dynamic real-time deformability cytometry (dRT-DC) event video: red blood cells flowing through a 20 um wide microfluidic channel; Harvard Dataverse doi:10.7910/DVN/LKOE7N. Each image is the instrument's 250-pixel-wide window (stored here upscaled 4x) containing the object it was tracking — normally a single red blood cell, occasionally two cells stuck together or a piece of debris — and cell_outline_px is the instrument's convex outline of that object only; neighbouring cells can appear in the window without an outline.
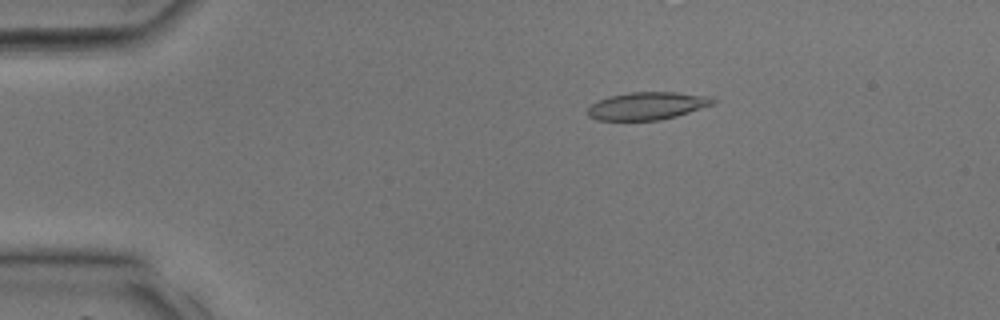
{"species": "common noctule bat (a hibernating species)", "species_latin": "Nyctalus noctula", "temperature_condition": "room temperature", "stored_images_in_passage": 36, "camera_frame_rate_fps": 3000, "um_per_image_px": 0.085, "animal": {"sex": "male", "body_mass_g": 17.9, "forearm_length_mm": 54.2}, "frame": {"image": 1, "passage_image": 6, "time_ms": 1.667, "image_size_px": [1000, 320], "cell_outline_px": [[716, 100], [712, 104], [676, 116], [660, 120], [596, 120], [588, 116], [588, 108], [592, 104], [600, 100], [612, 96], [632, 92], [676, 92], [708, 96]], "centroid_in_image_um": [55.0, 9.0], "position_along_channel_um": 30.0, "area_um2": 19.83}}
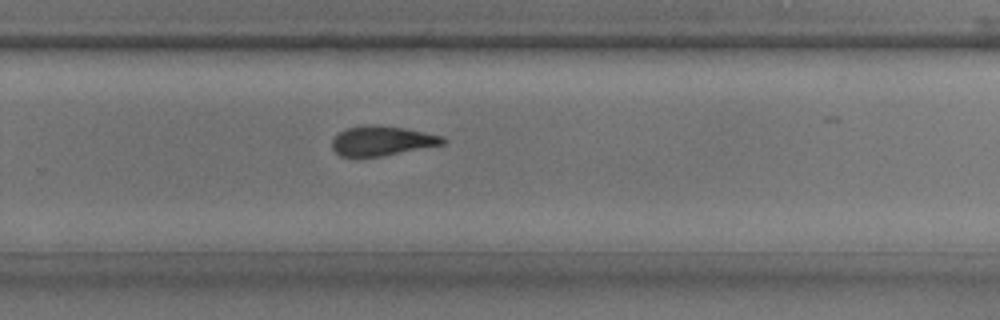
{"frame": {"image": 2, "passage_image": 24, "time_ms": 7.667, "image_size_px": [1000, 320], "cell_outline_px": [[448, 140], [444, 144], [380, 156], [340, 156], [332, 148], [332, 140], [340, 132], [348, 128], [368, 124], [380, 124], [404, 128], [444, 136]], "centroid_in_image_um": [32.49, 11.95], "position_along_channel_um": 297.3, "area_um2": 19.02}}
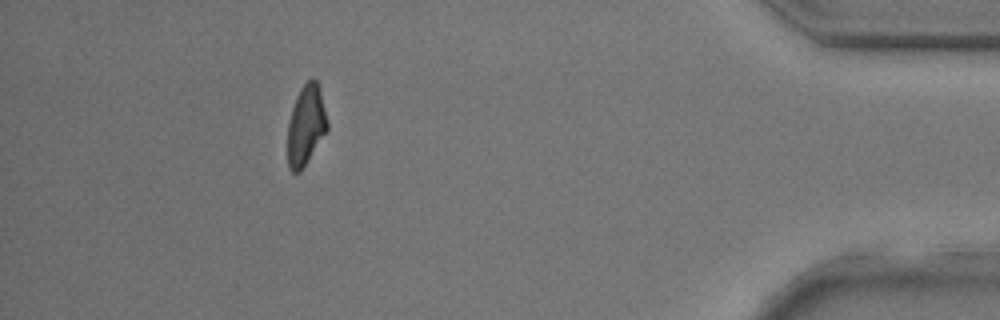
{"frame": {"image": 3, "passage_image": 33, "time_ms": 10.667, "image_size_px": [1000, 320], "cell_outline_px": [[328, 128], [300, 172], [292, 172], [288, 168], [288, 124], [292, 108], [296, 96], [300, 88], [312, 76], [316, 80], [328, 124]], "centroid_in_image_um": [25.97, 10.65], "position_along_channel_um": 409.2, "area_um2": 18.03}}